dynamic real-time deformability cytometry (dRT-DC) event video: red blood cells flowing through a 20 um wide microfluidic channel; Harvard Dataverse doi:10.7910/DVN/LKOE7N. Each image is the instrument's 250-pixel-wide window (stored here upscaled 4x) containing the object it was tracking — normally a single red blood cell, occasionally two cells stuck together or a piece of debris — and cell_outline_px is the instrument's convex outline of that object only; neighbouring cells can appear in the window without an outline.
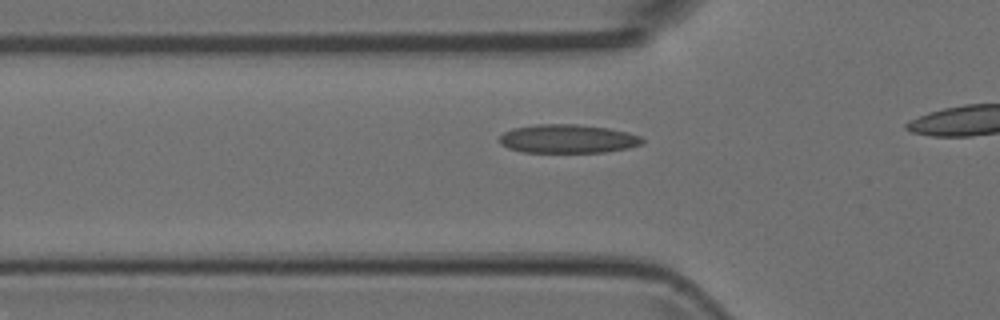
{"species": "Egyptian fruit bat (a non-hibernating species)", "species_latin": "Rousettus aegyptiacus", "temperature_condition": "room temperature", "stored_images_in_passage": 28, "camera_frame_rate_fps": 3000, "um_per_image_px": 0.085, "animal": {"sex": "female"}, "frame": {"image": 1, "passage_image": 13, "time_ms": 4.0, "image_size_px": [1000, 320], "cell_outline_px": [[644, 144], [628, 148], [604, 152], [524, 152], [508, 148], [500, 144], [500, 136], [504, 132], [512, 128], [536, 124], [576, 124], [608, 128], [628, 132], [640, 136], [644, 140]], "centroid_in_image_um": [48.27, 11.79], "position_along_channel_um": 77.5, "area_um2": 23.93}}
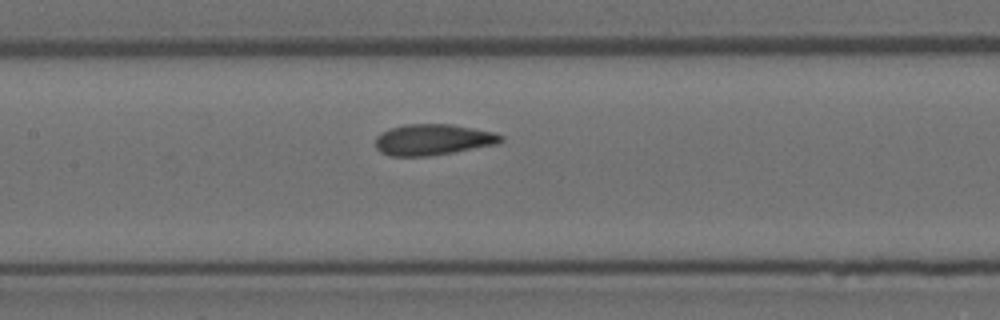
{"frame": {"image": 2, "passage_image": 20, "time_ms": 6.333, "image_size_px": [1000, 320], "cell_outline_px": [[504, 140], [496, 144], [452, 152], [428, 156], [392, 156], [380, 152], [376, 148], [376, 136], [392, 128], [404, 124], [452, 124], [492, 132], [504, 136]], "centroid_in_image_um": [36.79, 11.87], "position_along_channel_um": 170.6, "area_um2": 22.43}}
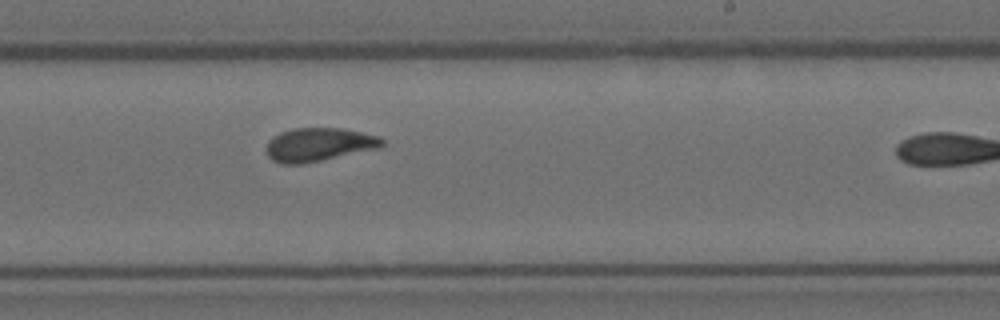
{"frame": {"image": 3, "passage_image": 27, "time_ms": 8.667, "image_size_px": [1000, 320], "cell_outline_px": [[384, 144], [380, 148], [300, 164], [280, 164], [272, 160], [268, 156], [264, 148], [268, 140], [280, 132], [292, 128], [340, 128], [380, 136], [384, 140]], "centroid_in_image_um": [27.06, 12.28], "position_along_channel_um": 261.9, "area_um2": 22.66}}